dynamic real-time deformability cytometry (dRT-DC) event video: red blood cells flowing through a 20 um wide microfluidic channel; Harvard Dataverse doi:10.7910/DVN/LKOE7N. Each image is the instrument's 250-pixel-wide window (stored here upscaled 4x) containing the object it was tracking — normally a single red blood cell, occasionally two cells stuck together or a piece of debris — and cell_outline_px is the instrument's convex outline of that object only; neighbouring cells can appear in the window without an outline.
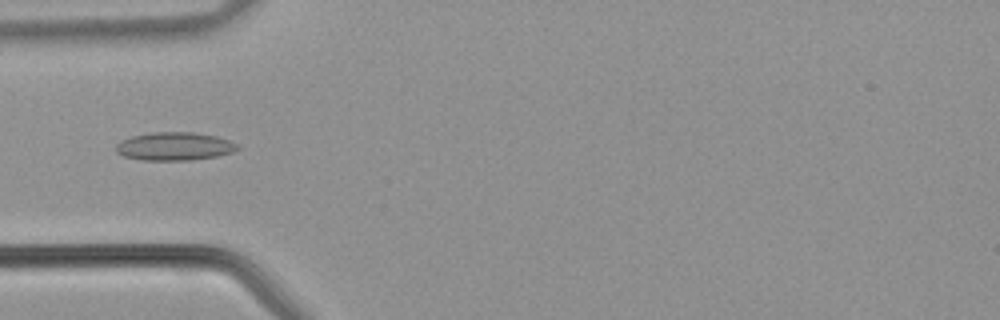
{"species": "common noctule bat (a hibernating species)", "species_latin": "Nyctalus noctula", "temperature_condition": "warm", "stored_images_in_passage": 41, "camera_frame_rate_fps": 3000, "um_per_image_px": 0.085, "animal": {"sex": "male", "body_mass_g": 21.5, "forearm_length_mm": 52.0}, "frame": {"image": 1, "passage_image": 13, "time_ms": 4.0, "image_size_px": [1000, 320], "cell_outline_px": [[240, 148], [232, 152], [216, 156], [192, 160], [144, 160], [124, 156], [116, 152], [116, 144], [120, 140], [132, 136], [148, 132], [196, 132], [216, 136], [228, 140], [236, 144]], "centroid_in_image_um": [14.81, 12.43], "position_along_channel_um": 70.2, "area_um2": 20.0}}
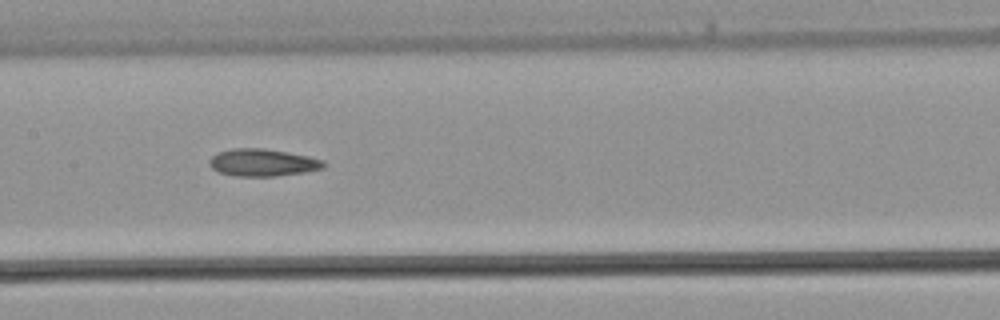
{"frame": {"image": 2, "passage_image": 20, "time_ms": 6.333, "image_size_px": [1000, 320], "cell_outline_px": [[324, 168], [304, 172], [272, 176], [236, 176], [220, 172], [212, 168], [208, 164], [208, 160], [216, 152], [232, 148], [264, 148], [308, 156], [320, 160], [324, 164]], "centroid_in_image_um": [22.25, 13.81], "position_along_channel_um": 185.1, "area_um2": 18.03}}
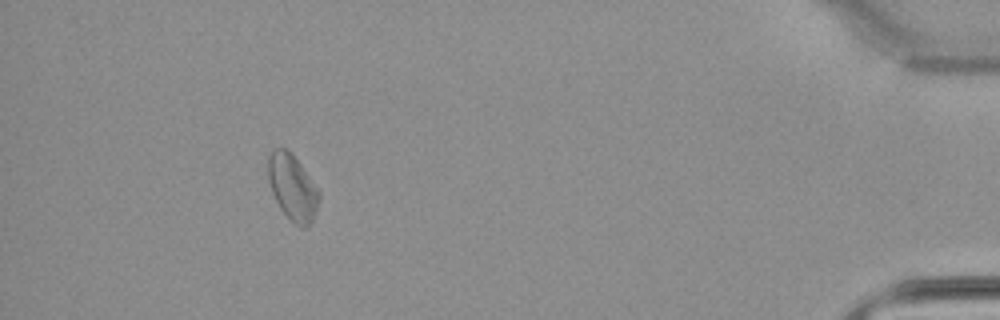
{"frame": {"image": 3, "passage_image": 38, "time_ms": 12.333, "image_size_px": [1000, 320], "cell_outline_px": [[320, 200], [312, 220], [304, 228], [300, 228], [280, 208], [272, 192], [268, 180], [268, 156], [276, 148], [288, 148], [292, 152], [320, 192]], "centroid_in_image_um": [24.86, 15.9], "position_along_channel_um": 410.3, "area_um2": 19.36}}